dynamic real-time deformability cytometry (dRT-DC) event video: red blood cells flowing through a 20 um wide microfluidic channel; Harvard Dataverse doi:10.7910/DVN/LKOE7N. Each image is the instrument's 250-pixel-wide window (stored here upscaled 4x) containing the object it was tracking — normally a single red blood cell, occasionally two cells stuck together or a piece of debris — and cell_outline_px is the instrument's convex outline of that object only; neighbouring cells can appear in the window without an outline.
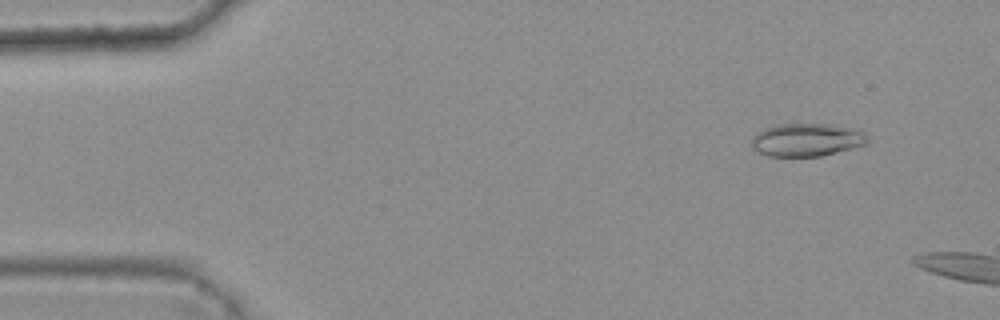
{"species": "common noctule bat (a hibernating species)", "species_latin": "Nyctalus noctula", "temperature_condition": "warm", "stored_images_in_passage": 3, "camera_frame_rate_fps": 3000, "um_per_image_px": 0.085, "animal": {"sex": "female", "body_mass_g": 25.1}, "frame": {"image": 1, "passage_image": 2, "time_ms": 0.333, "image_size_px": [1000, 320], "cell_outline_px": [[868, 144], [820, 156], [768, 156], [752, 148], [748, 144], [752, 136], [756, 132], [764, 128], [776, 124], [828, 124], [860, 128], [864, 132], [868, 140]], "centroid_in_image_um": [68.55, 11.87], "position_along_channel_um": 16.4, "area_um2": 22.66}}